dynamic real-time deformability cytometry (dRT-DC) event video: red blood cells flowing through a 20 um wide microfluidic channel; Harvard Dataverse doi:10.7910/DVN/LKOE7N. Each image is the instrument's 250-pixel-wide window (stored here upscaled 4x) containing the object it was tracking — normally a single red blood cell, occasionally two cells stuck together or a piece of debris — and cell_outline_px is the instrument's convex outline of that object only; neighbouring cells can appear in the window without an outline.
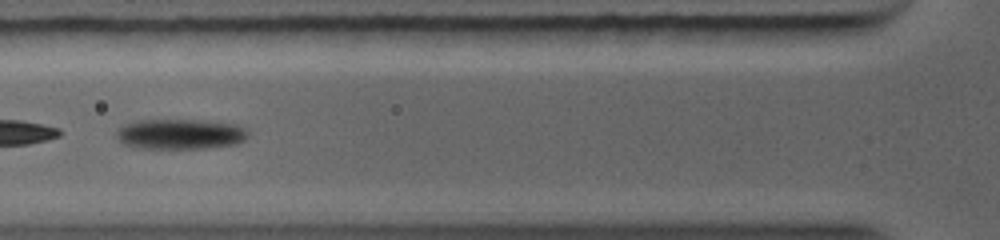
{"species": "common noctule bat (a hibernating species)", "species_latin": "Nyctalus noctula", "temperature_condition": "warm", "stored_images_in_passage": 20, "camera_frame_rate_fps": 5000, "um_per_image_px": 0.085, "animal": {"sex": "female", "body_mass_g": 19.0, "forearm_length_mm": 56.7}, "frame": {"image": 1, "passage_image": 4, "time_ms": 1.4, "image_size_px": [1000, 240], "cell_outline_px": [[244, 136], [240, 140], [220, 144], [140, 144], [124, 140], [120, 136], [120, 128], [128, 124], [140, 120], [196, 120], [232, 124], [240, 128], [244, 132]], "centroid_in_image_um": [15.34, 11.25], "position_along_channel_um": 110.5, "area_um2": 18.96}}
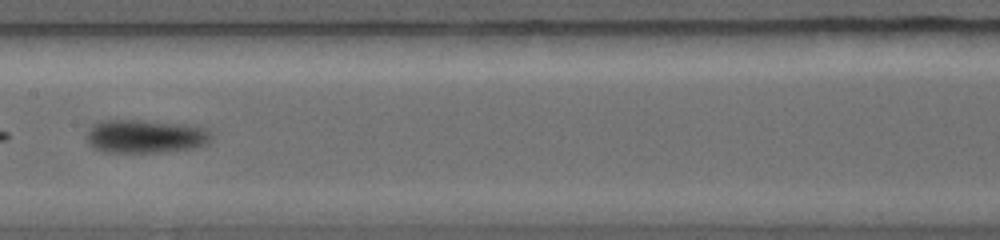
{"frame": {"image": 2, "passage_image": 9, "time_ms": 3.2, "image_size_px": [1000, 240], "cell_outline_px": [[204, 136], [200, 140], [192, 144], [156, 148], [104, 148], [96, 144], [88, 136], [88, 132], [96, 124], [108, 120], [136, 120], [168, 124], [196, 128]], "centroid_in_image_um": [12.07, 11.45], "position_along_channel_um": 195.3, "area_um2": 18.73}}
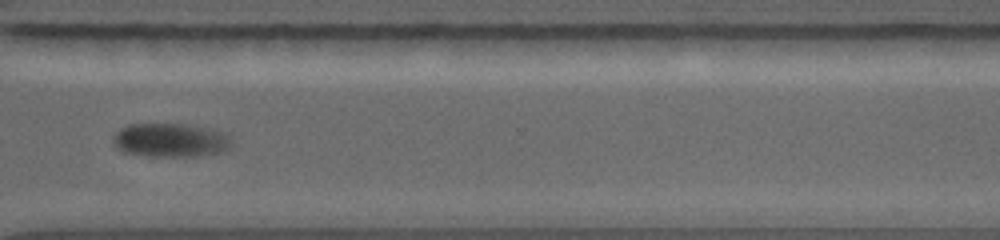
{"frame": {"image": 3, "passage_image": 17, "time_ms": 6.6, "image_size_px": [1000, 240], "cell_outline_px": [[216, 140], [212, 144], [204, 148], [192, 152], [140, 152], [124, 148], [116, 140], [116, 136], [128, 124], [180, 124], [192, 128], [212, 136]], "centroid_in_image_um": [13.87, 11.76], "position_along_channel_um": 356.7, "area_um2": 16.47}}